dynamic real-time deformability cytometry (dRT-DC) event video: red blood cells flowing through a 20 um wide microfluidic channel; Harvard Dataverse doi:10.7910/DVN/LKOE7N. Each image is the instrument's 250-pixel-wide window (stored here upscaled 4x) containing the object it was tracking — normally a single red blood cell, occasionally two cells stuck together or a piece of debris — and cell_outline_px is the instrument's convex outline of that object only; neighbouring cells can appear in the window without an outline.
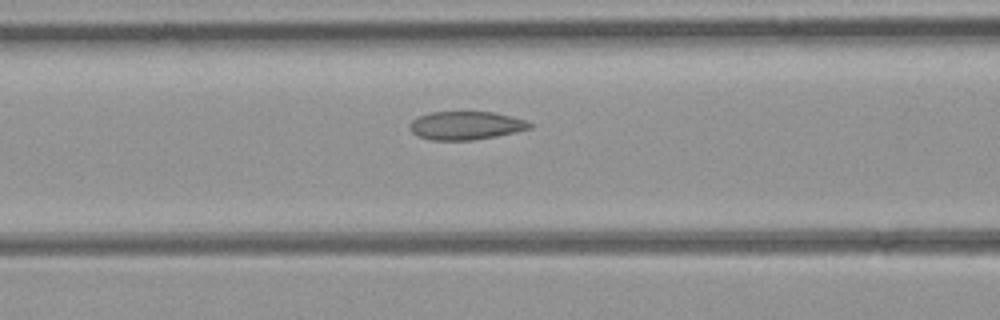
{"species": "common noctule bat (a hibernating species)", "species_latin": "Nyctalus noctula", "temperature_condition": "room temperature", "stored_images_in_passage": 8, "camera_frame_rate_fps": 3000, "um_per_image_px": 0.085, "animal": {"sex": "female", "body_mass_g": 21.9}, "frame": {"image": 1, "passage_image": 6, "time_ms": 1.667, "image_size_px": [1000, 320], "cell_outline_px": [[532, 128], [516, 132], [496, 136], [472, 140], [432, 140], [420, 136], [412, 132], [408, 128], [408, 124], [416, 116], [432, 112], [492, 112], [512, 116], [528, 120], [532, 124]], "centroid_in_image_um": [39.6, 10.66], "position_along_channel_um": 127.0, "area_um2": 19.94}}